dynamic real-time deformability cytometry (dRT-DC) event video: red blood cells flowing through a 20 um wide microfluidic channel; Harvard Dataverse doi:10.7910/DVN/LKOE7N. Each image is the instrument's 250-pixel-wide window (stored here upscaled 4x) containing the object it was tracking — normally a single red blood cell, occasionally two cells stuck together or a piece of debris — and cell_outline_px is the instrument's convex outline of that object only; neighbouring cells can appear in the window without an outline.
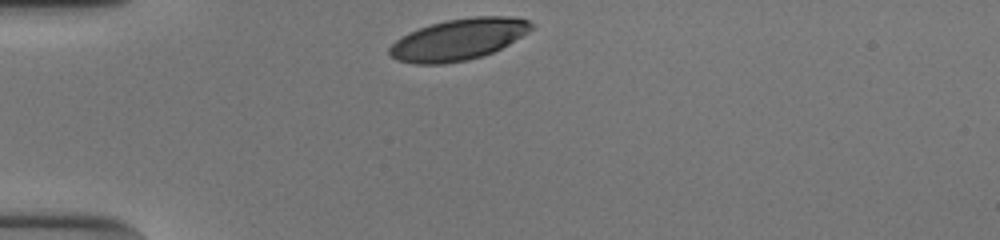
{"species": "human", "species_latin": "Homo sapiens", "temperature_condition": "cold", "stored_images_in_passage": 30, "camera_frame_rate_fps": 3000, "um_per_image_px": 0.085, "donor": {"sex": "male"}, "frame": {"image": 1, "passage_image": 1, "time_ms": 0.0, "image_size_px": [1000, 240], "cell_outline_px": [[536, 24], [528, 32], [508, 44], [492, 52], [468, 60], [444, 64], [416, 64], [396, 60], [388, 52], [388, 48], [396, 40], [408, 32], [432, 24], [448, 20], [472, 16], [516, 16], [528, 20]], "centroid_in_image_um": [38.98, 3.34], "position_along_channel_um": 46.0, "area_um2": 34.16}}
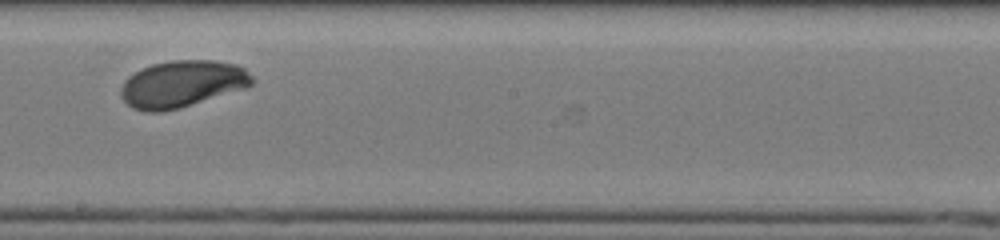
{"frame": {"image": 2, "passage_image": 18, "time_ms": 5.667, "image_size_px": [1000, 240], "cell_outline_px": [[256, 80], [248, 88], [180, 108], [160, 112], [144, 112], [132, 108], [120, 96], [120, 88], [124, 80], [128, 76], [152, 64], [172, 60], [212, 60], [236, 64], [244, 68]], "centroid_in_image_um": [15.5, 7.14], "position_along_channel_um": 232.7, "area_um2": 36.13}}
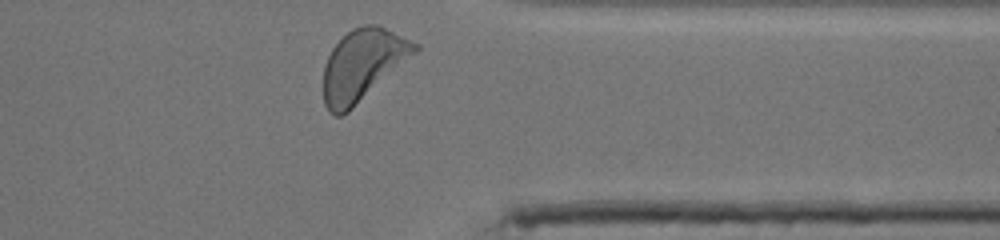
{"frame": {"image": 3, "passage_image": 30, "time_ms": 9.667, "image_size_px": [1000, 240], "cell_outline_px": [[420, 48], [416, 52], [348, 112], [340, 116], [336, 116], [328, 112], [324, 104], [324, 64], [332, 48], [352, 28], [364, 24], [380, 24], [420, 44]], "centroid_in_image_um": [30.83, 5.49], "position_along_channel_um": 380.6, "area_um2": 37.8}, "authors_computed_cell_mechanics": {"area_um2": 35.3158, "velocity_mm_per_s": 3.8057, "shape_relaxation_time_tau1_ms": 2.3278, "shape_relaxation_time_tau2_ms": null, "deformation_change_tau1": 0.1473, "deformation_change_tau2": null}}